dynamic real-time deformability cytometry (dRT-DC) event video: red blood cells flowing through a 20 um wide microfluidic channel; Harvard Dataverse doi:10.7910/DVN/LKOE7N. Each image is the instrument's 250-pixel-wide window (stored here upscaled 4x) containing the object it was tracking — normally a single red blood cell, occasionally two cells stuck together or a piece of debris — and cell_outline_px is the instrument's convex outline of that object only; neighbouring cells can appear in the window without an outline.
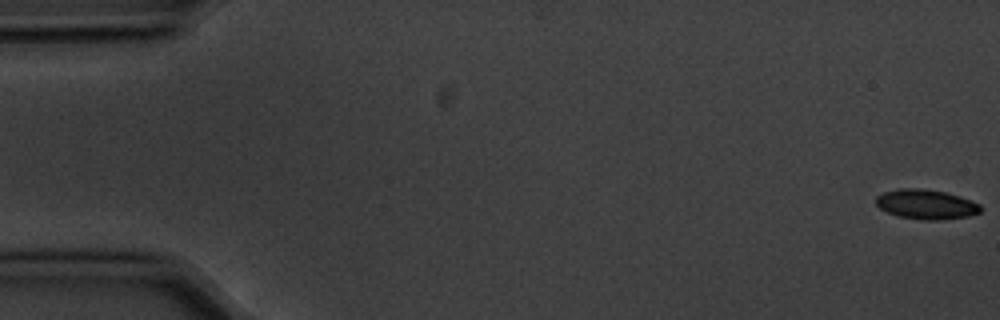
{"species": "common noctule bat (a hibernating species)", "species_latin": "Nyctalus noctula", "temperature_condition": "cold", "stored_images_in_passage": 5, "camera_frame_rate_fps": 3000, "um_per_image_px": 0.085, "animal": {"sex": "male", "body_mass_g": 20.1, "forearm_length_mm": 53.5}, "frame": {"image": 1, "passage_image": 1, "time_ms": 0.0, "image_size_px": [1000, 320], "cell_outline_px": [[980, 212], [968, 216], [940, 220], [924, 220], [896, 216], [880, 208], [876, 204], [876, 196], [884, 192], [900, 188], [920, 188], [944, 192], [960, 196], [980, 204]], "centroid_in_image_um": [78.7, 17.37], "position_along_channel_um": 6.3, "area_um2": 18.03}}
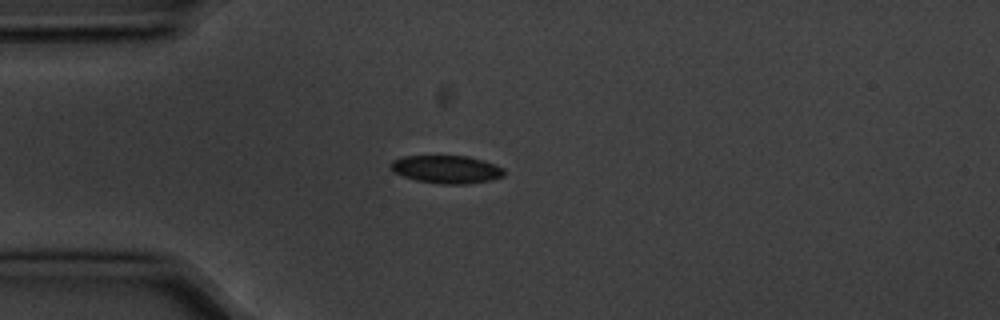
{"frame": {"image": 2, "passage_image": 5, "time_ms": 1.333, "image_size_px": [1000, 320], "cell_outline_px": [[504, 176], [492, 180], [468, 184], [440, 184], [416, 180], [392, 172], [388, 168], [388, 164], [392, 160], [404, 156], [468, 156], [484, 160], [496, 164], [504, 168]], "centroid_in_image_um": [37.94, 14.39], "position_along_channel_um": 47.1, "area_um2": 18.79}}